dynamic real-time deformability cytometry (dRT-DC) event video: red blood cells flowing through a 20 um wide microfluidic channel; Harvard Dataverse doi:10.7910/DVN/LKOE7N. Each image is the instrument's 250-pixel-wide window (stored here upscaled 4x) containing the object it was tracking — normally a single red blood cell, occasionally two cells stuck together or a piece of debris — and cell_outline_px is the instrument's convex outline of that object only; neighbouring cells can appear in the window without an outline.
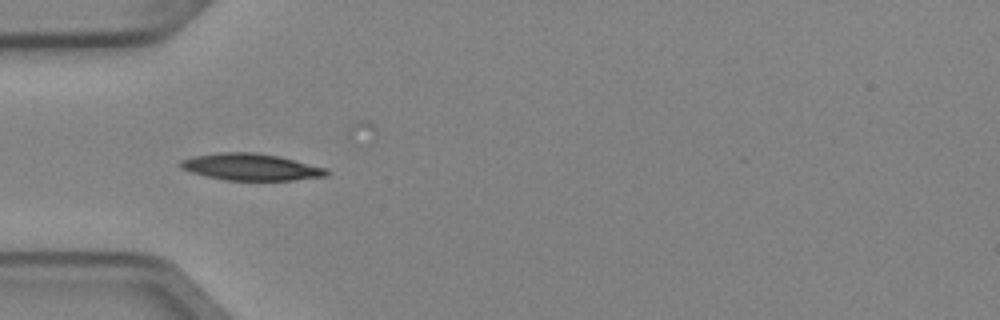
{"species": "Egyptian fruit bat (a non-hibernating species)", "species_latin": "Rousettus aegyptiacus", "temperature_condition": "cold", "stored_images_in_passage": 5, "camera_frame_rate_fps": 3000, "um_per_image_px": 0.085, "animal": {"sex": "female"}, "frame": {"image": 1, "passage_image": 5, "time_ms": 1.333, "image_size_px": [1000, 320], "cell_outline_px": [[328, 176], [292, 180], [228, 180], [208, 176], [192, 172], [180, 168], [180, 160], [192, 156], [224, 152], [252, 152], [280, 156], [328, 168]], "centroid_in_image_um": [21.36, 14.19], "position_along_channel_um": 63.6, "area_um2": 22.72}}